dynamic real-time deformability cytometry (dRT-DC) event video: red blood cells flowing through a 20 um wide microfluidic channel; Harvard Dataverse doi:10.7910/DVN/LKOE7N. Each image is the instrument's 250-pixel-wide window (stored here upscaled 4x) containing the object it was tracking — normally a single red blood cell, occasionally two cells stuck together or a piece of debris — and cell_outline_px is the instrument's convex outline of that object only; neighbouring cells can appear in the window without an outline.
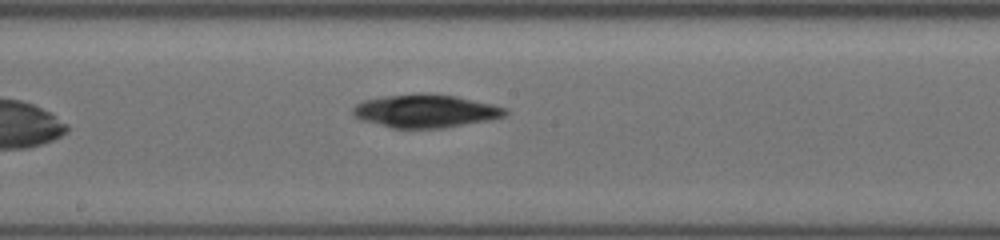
{"species": "common noctule bat (a hibernating species)", "species_latin": "Nyctalus noctula", "temperature_condition": "cold", "stored_images_in_passage": 12, "camera_frame_rate_fps": 3000, "um_per_image_px": 0.085, "animal": {"sex": "female", "body_mass_g": 19.5, "forearm_length_mm": 54.1}, "frame": {"image": 1, "passage_image": 12, "time_ms": 8.0, "image_size_px": [1000, 240], "cell_outline_px": [[508, 112], [504, 116], [492, 120], [444, 128], [392, 128], [360, 120], [352, 112], [352, 108], [356, 104], [364, 100], [384, 96], [420, 92], [424, 92], [456, 96], [504, 108]], "centroid_in_image_um": [36.13, 9.44], "position_along_channel_um": 212.1, "area_um2": 29.48}}